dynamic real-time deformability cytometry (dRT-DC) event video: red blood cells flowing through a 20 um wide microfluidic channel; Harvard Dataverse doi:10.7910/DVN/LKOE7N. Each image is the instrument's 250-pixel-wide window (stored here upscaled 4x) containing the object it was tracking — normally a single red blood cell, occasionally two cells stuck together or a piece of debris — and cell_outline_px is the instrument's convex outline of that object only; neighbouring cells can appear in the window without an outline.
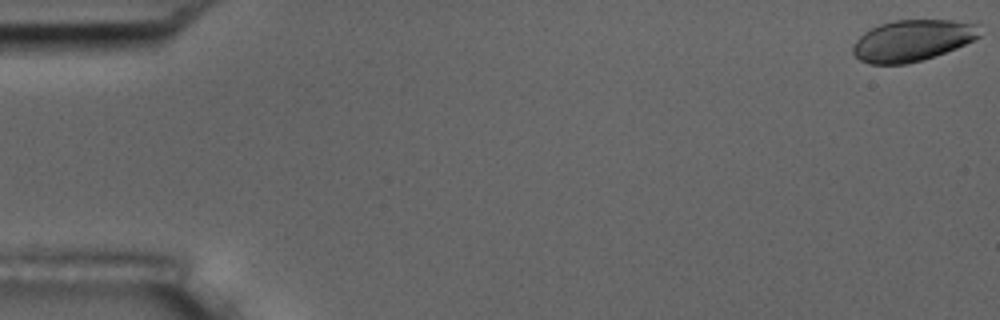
{"species": "common noctule bat (a hibernating species)", "species_latin": "Nyctalus noctula", "temperature_condition": "room temperature", "stored_images_in_passage": 6, "camera_frame_rate_fps": 3000, "um_per_image_px": 0.085, "animal": {"sex": "male", "body_mass_g": 17.5, "forearm_length_mm": 52.3}, "frame": {"image": 1, "passage_image": 1, "time_ms": 0.0, "image_size_px": [1000, 320], "cell_outline_px": [[980, 36], [956, 48], [920, 60], [904, 64], [868, 64], [860, 60], [852, 52], [852, 48], [856, 40], [864, 32], [880, 24], [896, 20], [976, 20], [980, 24]], "centroid_in_image_um": [77.6, 3.41], "position_along_channel_um": 7.4, "area_um2": 30.63}}
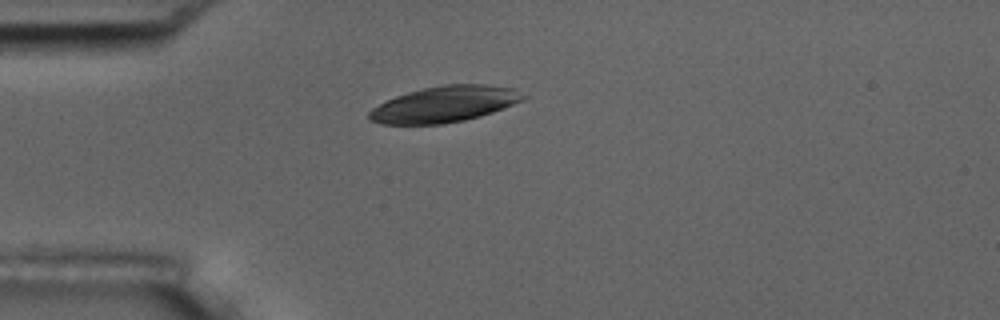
{"frame": {"image": 2, "passage_image": 5, "time_ms": 4.667, "image_size_px": [1000, 320], "cell_outline_px": [[528, 96], [524, 100], [492, 112], [480, 116], [464, 120], [444, 124], [380, 124], [372, 120], [368, 116], [368, 112], [372, 108], [396, 96], [408, 92], [424, 88], [444, 84], [488, 84], [512, 88]], "centroid_in_image_um": [37.81, 8.85], "position_along_channel_um": 47.2, "area_um2": 32.19}}